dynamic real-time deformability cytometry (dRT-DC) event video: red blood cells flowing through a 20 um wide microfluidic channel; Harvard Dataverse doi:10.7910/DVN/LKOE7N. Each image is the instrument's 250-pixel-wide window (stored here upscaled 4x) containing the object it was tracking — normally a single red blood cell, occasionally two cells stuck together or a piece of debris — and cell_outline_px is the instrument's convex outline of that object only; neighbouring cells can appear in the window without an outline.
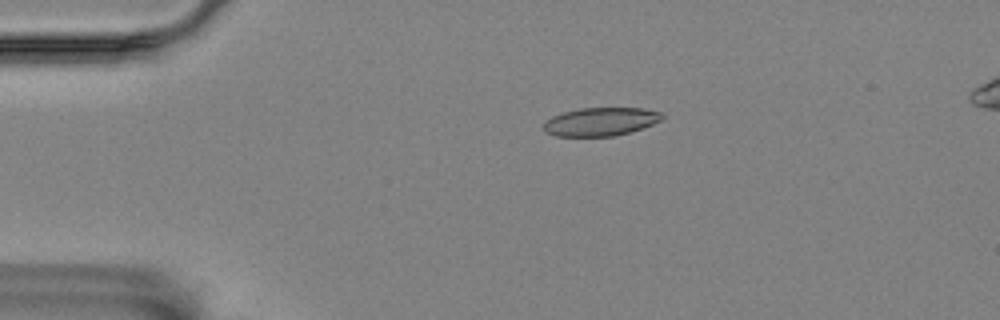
{"species": "Egyptian fruit bat (a non-hibernating species)", "species_latin": "Rousettus aegyptiacus", "temperature_condition": "room temperature", "stored_images_in_passage": 5, "camera_frame_rate_fps": 3000, "um_per_image_px": 0.085, "animal": {"sex": "female"}, "frame": {"image": 1, "passage_image": 4, "time_ms": 1.0, "image_size_px": [1000, 320], "cell_outline_px": [[664, 116], [660, 120], [652, 124], [616, 136], [556, 136], [544, 132], [540, 128], [544, 120], [552, 116], [564, 112], [580, 108], [644, 108], [664, 112]], "centroid_in_image_um": [51.0, 10.34], "position_along_channel_um": 34.0, "area_um2": 19.77}}